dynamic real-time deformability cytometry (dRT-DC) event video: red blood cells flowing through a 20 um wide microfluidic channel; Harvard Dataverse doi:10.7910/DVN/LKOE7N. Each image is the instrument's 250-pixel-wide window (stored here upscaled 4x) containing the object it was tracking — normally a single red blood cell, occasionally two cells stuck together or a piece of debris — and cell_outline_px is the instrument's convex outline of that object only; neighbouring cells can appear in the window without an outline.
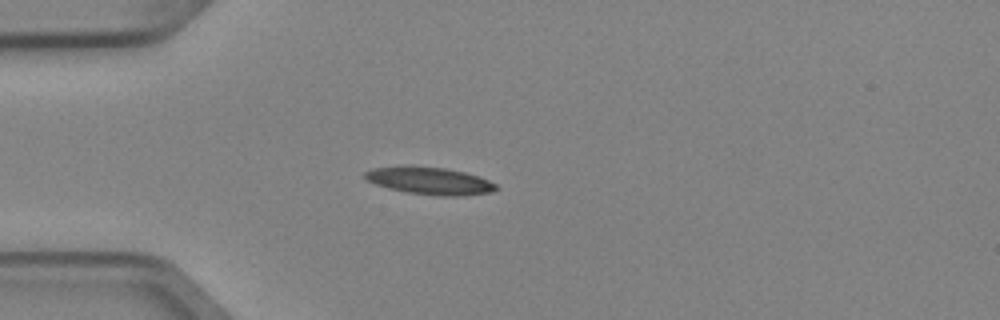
{"species": "Egyptian fruit bat (a non-hibernating species)", "species_latin": "Rousettus aegyptiacus", "temperature_condition": "cold", "stored_images_in_passage": 5, "camera_frame_rate_fps": 3000, "um_per_image_px": 0.085, "animal": {"sex": "female"}, "frame": {"image": 1, "passage_image": 5, "time_ms": 1.333, "image_size_px": [1000, 320], "cell_outline_px": [[500, 188], [492, 192], [464, 196], [440, 196], [408, 192], [388, 188], [376, 184], [368, 180], [364, 176], [364, 172], [372, 168], [412, 164], [444, 168], [464, 172], [488, 180], [496, 184]], "centroid_in_image_um": [36.52, 15.35], "position_along_channel_um": 48.5, "area_um2": 21.15}}